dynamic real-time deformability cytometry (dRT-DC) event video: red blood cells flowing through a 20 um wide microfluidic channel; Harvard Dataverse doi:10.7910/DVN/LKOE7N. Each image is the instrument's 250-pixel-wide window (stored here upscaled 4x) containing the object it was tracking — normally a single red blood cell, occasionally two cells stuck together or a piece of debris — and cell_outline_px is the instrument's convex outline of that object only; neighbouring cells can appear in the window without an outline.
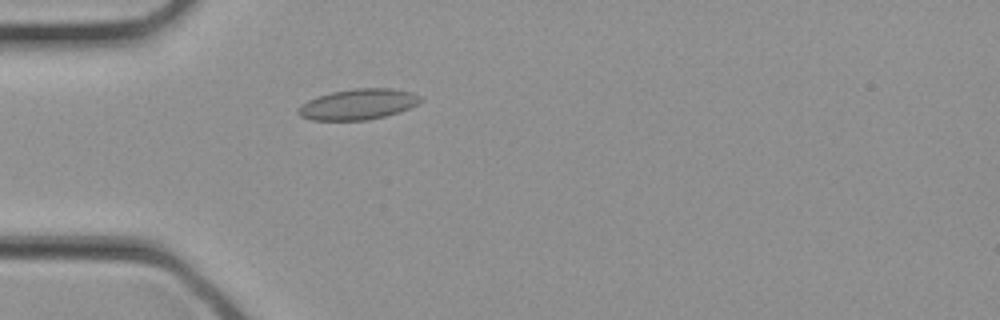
{"species": "common noctule bat (a hibernating species)", "species_latin": "Nyctalus noctula", "temperature_condition": "cold", "stored_images_in_passage": 33, "camera_frame_rate_fps": 3000, "um_per_image_px": 0.085, "animal": {"sex": "female", "body_mass_g": 21.9}, "frame": {"image": 1, "passage_image": 10, "time_ms": 3.0, "image_size_px": [1000, 320], "cell_outline_px": [[424, 100], [400, 112], [368, 120], [312, 120], [300, 116], [296, 112], [296, 108], [300, 104], [316, 96], [332, 92], [352, 88], [392, 88], [412, 92], [420, 96]], "centroid_in_image_um": [30.41, 8.86], "position_along_channel_um": 54.6, "area_um2": 22.08}}
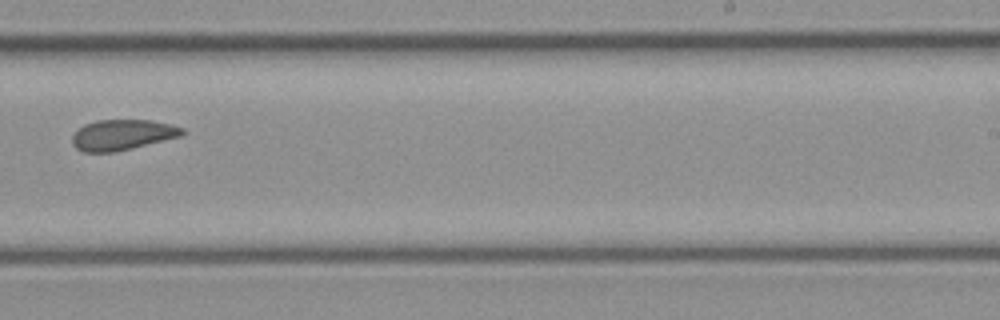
{"frame": {"image": 2, "passage_image": 21, "time_ms": 6.667, "image_size_px": [1000, 320], "cell_outline_px": [[184, 132], [180, 136], [116, 152], [84, 152], [76, 148], [72, 144], [72, 136], [84, 124], [96, 120], [152, 120], [184, 128]], "centroid_in_image_um": [10.37, 11.46], "position_along_channel_um": 278.6, "area_um2": 19.42}}
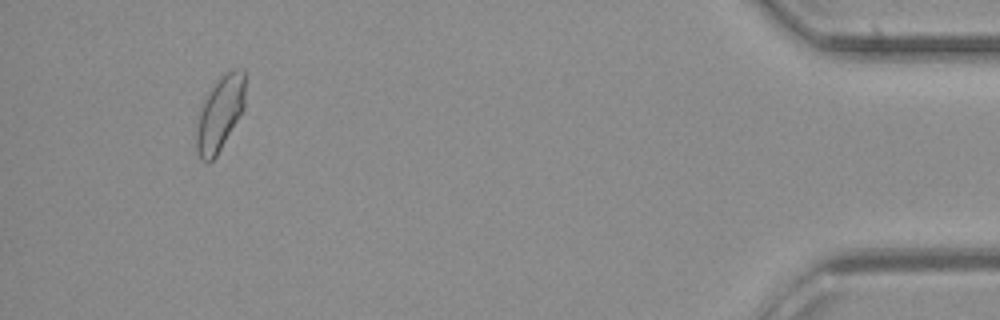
{"frame": {"image": 3, "passage_image": 31, "time_ms": 10.0, "image_size_px": [1000, 320], "cell_outline_px": [[244, 108], [216, 156], [208, 164], [200, 160], [196, 152], [196, 128], [200, 112], [204, 100], [208, 92], [224, 72], [232, 68], [244, 68]], "centroid_in_image_um": [18.68, 9.65], "position_along_channel_um": 416.5, "area_um2": 21.1}}